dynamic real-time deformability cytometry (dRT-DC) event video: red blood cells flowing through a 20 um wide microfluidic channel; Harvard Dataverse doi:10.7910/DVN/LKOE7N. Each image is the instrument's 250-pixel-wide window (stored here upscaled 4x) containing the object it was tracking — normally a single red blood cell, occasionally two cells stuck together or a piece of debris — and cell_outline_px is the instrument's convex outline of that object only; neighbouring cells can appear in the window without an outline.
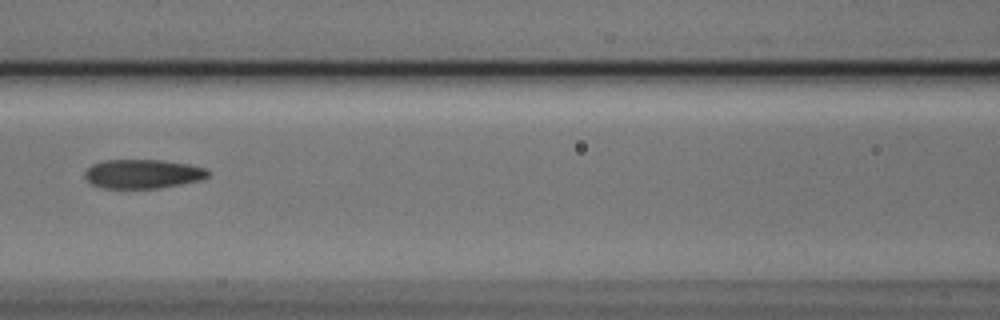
{"species": "Egyptian fruit bat (a non-hibernating species)", "species_latin": "Rousettus aegyptiacus", "temperature_condition": "cold", "stored_images_in_passage": 3, "camera_frame_rate_fps": 3000, "um_per_image_px": 0.085, "animal": {"sex": "male"}, "frame": {"image": 1, "passage_image": 3, "time_ms": 0.667, "image_size_px": [1000, 320], "cell_outline_px": [[212, 172], [208, 176], [200, 180], [160, 188], [104, 188], [92, 184], [84, 176], [84, 172], [92, 164], [104, 160], [160, 160], [188, 164], [208, 168]], "centroid_in_image_um": [12.16, 14.77], "position_along_channel_um": 154.4, "area_um2": 20.92}}